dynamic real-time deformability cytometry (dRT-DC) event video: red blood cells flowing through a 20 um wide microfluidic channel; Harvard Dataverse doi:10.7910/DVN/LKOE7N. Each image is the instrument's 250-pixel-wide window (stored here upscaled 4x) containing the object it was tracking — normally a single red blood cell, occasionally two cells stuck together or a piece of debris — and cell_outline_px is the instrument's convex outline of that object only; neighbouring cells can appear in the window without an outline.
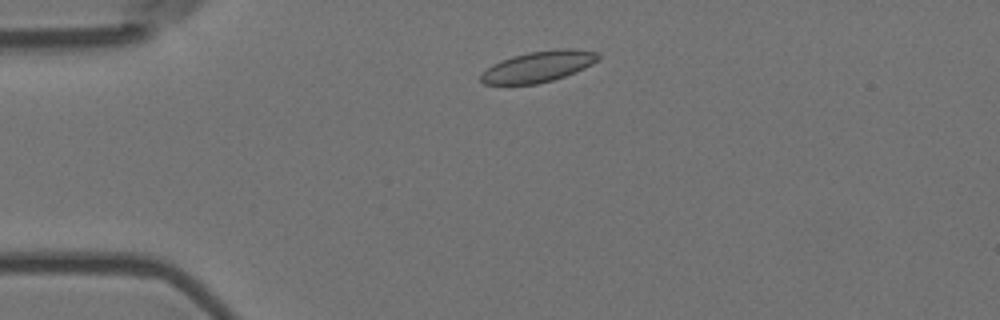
{"species": "Egyptian fruit bat (a non-hibernating species)", "species_latin": "Rousettus aegyptiacus", "temperature_condition": "room temperature", "stored_images_in_passage": 3, "camera_frame_rate_fps": 3000, "um_per_image_px": 0.085, "animal": {"sex": "female"}, "frame": {"image": 1, "passage_image": 2, "time_ms": 0.333, "image_size_px": [1000, 320], "cell_outline_px": [[600, 56], [592, 64], [584, 68], [564, 76], [552, 80], [536, 84], [484, 84], [480, 80], [480, 76], [492, 64], [500, 60], [512, 56], [528, 52], [560, 48], [572, 48], [600, 52]], "centroid_in_image_um": [45.77, 5.64], "position_along_channel_um": 39.2, "area_um2": 21.1}}